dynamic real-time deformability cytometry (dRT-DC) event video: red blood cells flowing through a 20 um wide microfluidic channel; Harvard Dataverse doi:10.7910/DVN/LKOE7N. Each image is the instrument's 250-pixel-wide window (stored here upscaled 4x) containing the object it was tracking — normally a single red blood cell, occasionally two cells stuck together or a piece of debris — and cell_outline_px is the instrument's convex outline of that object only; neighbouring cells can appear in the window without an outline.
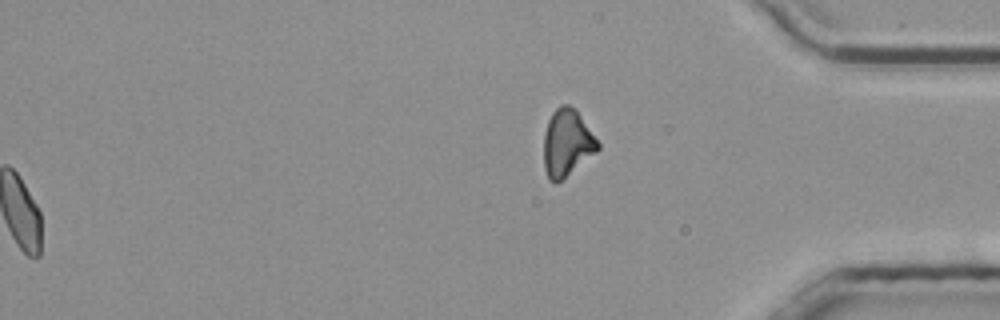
{"species": "common noctule bat (a hibernating species)", "species_latin": "Nyctalus noctula", "temperature_condition": "room temperature", "stored_images_in_passage": 55, "segment_of_instrument_passage": [2, 2], "camera_frame_rate_fps": 3000, "um_per_image_px": 0.085, "animal": {"sex": "male", "body_mass_g": 20.4}, "frame": {"image": 1, "passage_image": 55, "time_ms": 18.0, "image_size_px": [1000, 320], "cell_outline_px": [[600, 148], [596, 152], [556, 184], [548, 180], [544, 168], [544, 132], [548, 120], [552, 112], [560, 104], [568, 104], [576, 108], [600, 144]], "centroid_in_image_um": [48.18, 12.13], "position_along_channel_um": 387.0, "area_um2": 21.21}}